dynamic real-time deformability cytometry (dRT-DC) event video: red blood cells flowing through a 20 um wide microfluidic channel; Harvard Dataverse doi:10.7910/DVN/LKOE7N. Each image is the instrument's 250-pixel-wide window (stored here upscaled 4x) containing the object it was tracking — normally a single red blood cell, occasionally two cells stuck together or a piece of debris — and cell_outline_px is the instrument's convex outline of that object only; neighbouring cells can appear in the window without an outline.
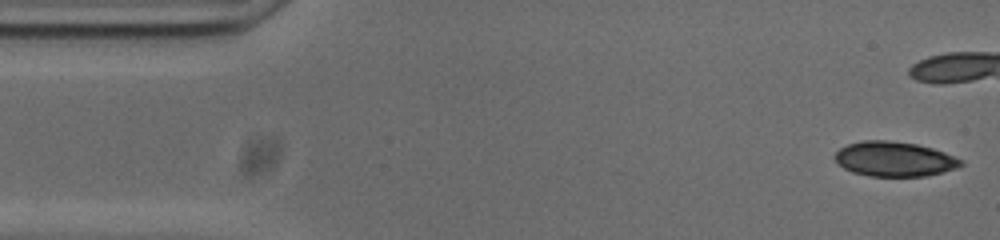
{"species": "common noctule bat (a hibernating species)", "species_latin": "Nyctalus noctula", "temperature_condition": "cold", "stored_images_in_passage": 40, "camera_frame_rate_fps": 3000, "um_per_image_px": 0.085, "animal": {"sex": "male", "body_mass_g": 20.0, "forearm_length_mm": 53.3}, "frame": {"image": 1, "passage_image": 1, "time_ms": 0.0, "image_size_px": [1000, 240], "cell_outline_px": [[964, 164], [956, 168], [924, 176], [868, 176], [852, 172], [844, 168], [836, 160], [836, 152], [840, 148], [848, 144], [864, 140], [884, 140], [916, 144], [932, 148], [944, 152], [964, 160]], "centroid_in_image_um": [76.04, 13.52], "position_along_channel_um": 9.0, "area_um2": 25.32}}